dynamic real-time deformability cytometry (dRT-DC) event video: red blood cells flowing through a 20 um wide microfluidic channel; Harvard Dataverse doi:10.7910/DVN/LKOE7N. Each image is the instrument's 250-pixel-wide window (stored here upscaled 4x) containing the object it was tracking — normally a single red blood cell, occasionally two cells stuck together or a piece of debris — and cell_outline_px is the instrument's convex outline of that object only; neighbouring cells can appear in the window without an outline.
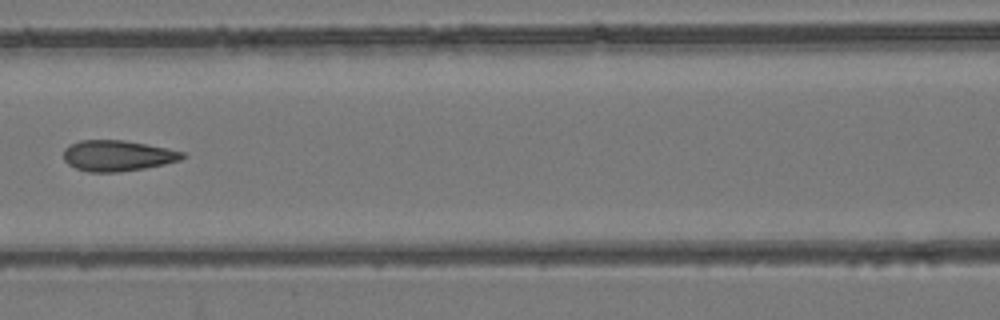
{"species": "common noctule bat (a hibernating species)", "species_latin": "Nyctalus noctula", "temperature_condition": "room temperature", "stored_images_in_passage": 7, "camera_frame_rate_fps": 3000, "um_per_image_px": 0.085, "animal": {"sex": "female", "body_mass_g": 24.6, "forearm_length_mm": 56.2}, "frame": {"image": 1, "passage_image": 5, "time_ms": 4.667, "image_size_px": [1000, 320], "cell_outline_px": [[188, 156], [180, 160], [164, 164], [144, 168], [120, 172], [88, 172], [76, 168], [68, 164], [64, 160], [64, 148], [80, 140], [124, 140], [168, 148], [184, 152]], "centroid_in_image_um": [10.01, 13.23], "position_along_channel_um": 156.6, "area_um2": 21.39}}
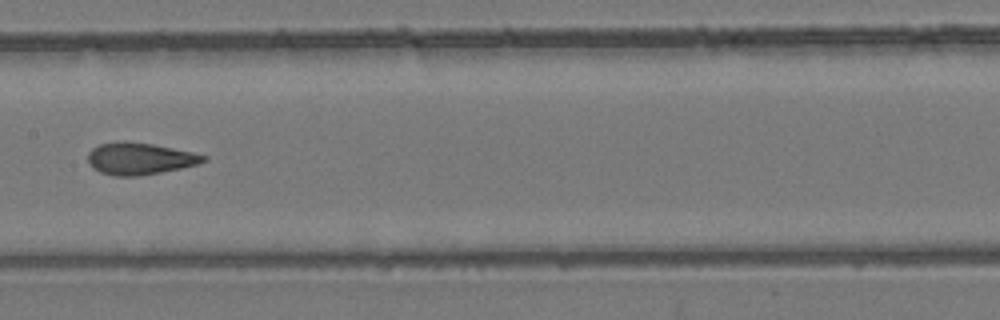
{"frame": {"image": 2, "passage_image": 6, "time_ms": 5.667, "image_size_px": [1000, 320], "cell_outline_px": [[208, 160], [196, 164], [180, 168], [160, 172], [136, 176], [112, 176], [100, 172], [92, 168], [88, 164], [88, 152], [92, 148], [100, 144], [124, 140], [152, 144], [192, 152], [208, 156]], "centroid_in_image_um": [11.83, 13.48], "position_along_channel_um": 195.6, "area_um2": 21.5}}
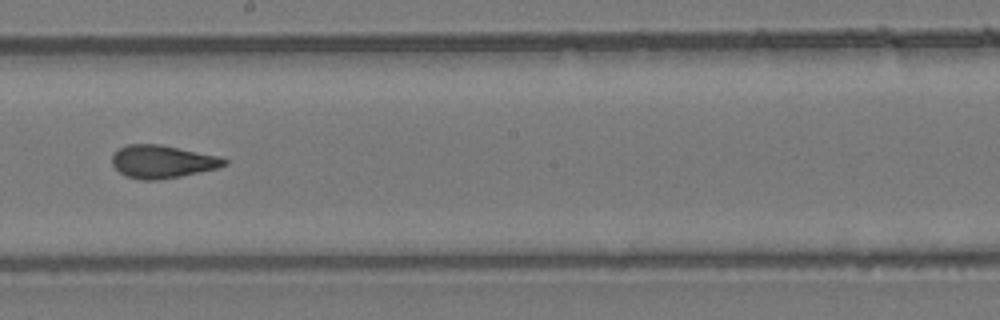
{"frame": {"image": 3, "passage_image": 7, "time_ms": 6.667, "image_size_px": [1000, 320], "cell_outline_px": [[228, 164], [216, 168], [180, 176], [160, 180], [140, 180], [124, 176], [112, 164], [112, 156], [120, 148], [128, 144], [160, 144], [216, 156], [228, 160]], "centroid_in_image_um": [13.76, 13.75], "position_along_channel_um": 234.4, "area_um2": 21.27}}